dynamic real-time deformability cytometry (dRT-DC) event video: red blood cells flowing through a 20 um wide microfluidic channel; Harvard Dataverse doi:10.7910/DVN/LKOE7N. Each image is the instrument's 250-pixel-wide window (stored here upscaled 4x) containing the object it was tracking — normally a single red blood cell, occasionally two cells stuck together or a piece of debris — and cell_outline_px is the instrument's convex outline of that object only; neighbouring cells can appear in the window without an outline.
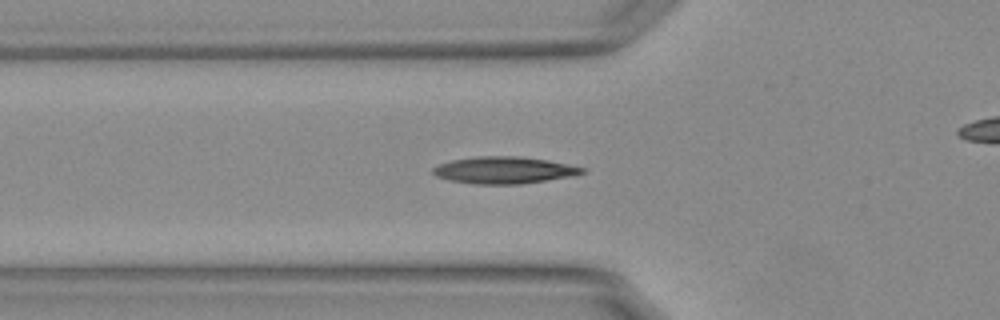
{"species": "Egyptian fruit bat (a non-hibernating species)", "species_latin": "Rousettus aegyptiacus", "temperature_condition": "warm", "stored_images_in_passage": 13, "camera_frame_rate_fps": 3000, "um_per_image_px": 0.085, "animal": {"sex": "female"}, "frame": {"image": 1, "passage_image": 4, "time_ms": 1.0, "image_size_px": [1000, 320], "cell_outline_px": [[588, 172], [576, 176], [520, 184], [476, 184], [452, 180], [436, 176], [432, 172], [432, 168], [440, 164], [452, 160], [476, 156], [520, 156], [548, 160], [568, 164], [584, 168]], "centroid_in_image_um": [42.91, 14.46], "position_along_channel_um": 82.9, "area_um2": 23.47}}